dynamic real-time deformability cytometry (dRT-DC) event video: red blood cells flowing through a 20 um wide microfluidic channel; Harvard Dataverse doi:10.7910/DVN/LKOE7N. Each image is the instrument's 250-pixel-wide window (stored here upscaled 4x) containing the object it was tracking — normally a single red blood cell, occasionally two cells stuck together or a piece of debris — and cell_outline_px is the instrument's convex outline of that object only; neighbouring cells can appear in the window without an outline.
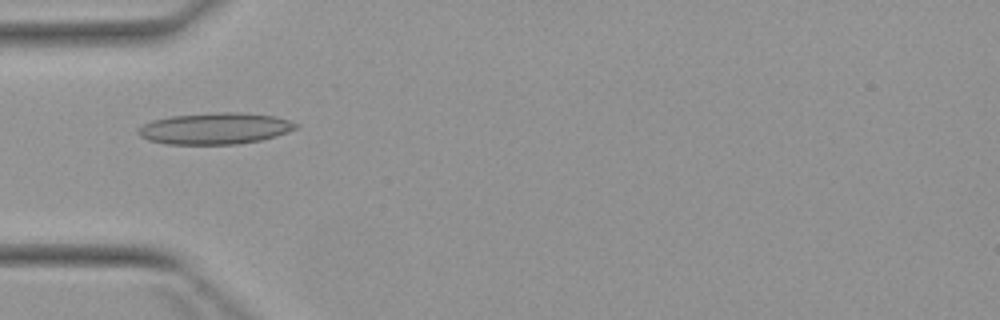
{"species": "Egyptian fruit bat (a non-hibernating species)", "species_latin": "Rousettus aegyptiacus", "temperature_condition": "warm", "stored_images_in_passage": 5, "camera_frame_rate_fps": 3000, "um_per_image_px": 0.085, "animal": {"sex": "female"}, "frame": {"image": 1, "passage_image": 5, "time_ms": 4.667, "image_size_px": [1000, 320], "cell_outline_px": [[300, 128], [276, 136], [260, 140], [236, 144], [164, 144], [148, 140], [140, 136], [136, 132], [136, 128], [152, 120], [172, 116], [220, 112], [240, 112], [276, 116], [300, 124]], "centroid_in_image_um": [18.29, 10.92], "position_along_channel_um": 66.7, "area_um2": 29.07}}